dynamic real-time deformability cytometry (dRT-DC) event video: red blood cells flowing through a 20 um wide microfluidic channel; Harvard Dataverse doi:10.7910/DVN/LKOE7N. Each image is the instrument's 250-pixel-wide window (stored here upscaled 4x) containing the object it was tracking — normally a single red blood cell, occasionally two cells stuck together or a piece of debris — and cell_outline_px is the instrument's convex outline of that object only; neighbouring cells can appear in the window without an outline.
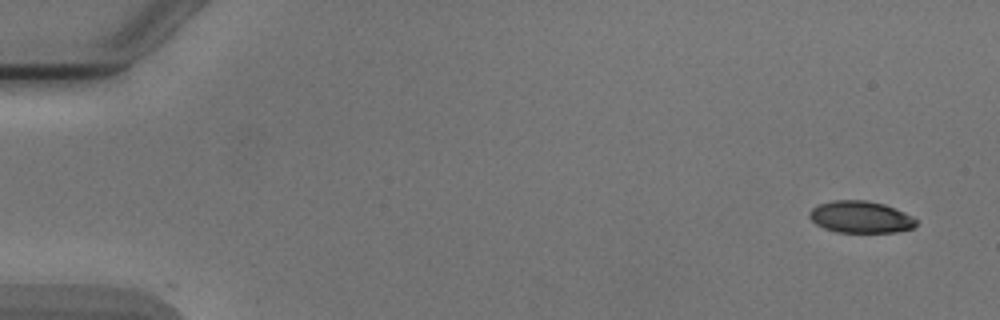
{"species": "Egyptian fruit bat (a non-hibernating species)", "species_latin": "Rousettus aegyptiacus", "temperature_condition": "cold", "stored_images_in_passage": 5, "camera_frame_rate_fps": 3000, "um_per_image_px": 0.085, "animal": {"sex": "male"}, "frame": {"image": 1, "passage_image": 1, "time_ms": 0.0, "image_size_px": [1000, 320], "cell_outline_px": [[916, 224], [912, 228], [896, 232], [836, 232], [824, 228], [816, 224], [808, 216], [808, 212], [816, 204], [832, 200], [868, 200], [884, 204], [896, 208], [912, 216], [916, 220]], "centroid_in_image_um": [73.12, 18.43], "position_along_channel_um": 11.9, "area_um2": 20.0}}
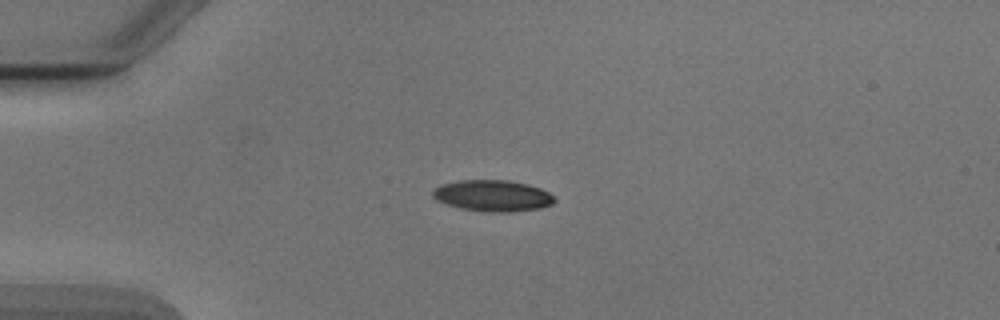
{"frame": {"image": 2, "passage_image": 4, "time_ms": 3.667, "image_size_px": [1000, 320], "cell_outline_px": [[556, 200], [552, 204], [540, 208], [508, 212], [484, 212], [460, 208], [436, 200], [432, 196], [432, 192], [440, 184], [460, 180], [508, 180], [528, 184], [540, 188], [548, 192]], "centroid_in_image_um": [41.87, 16.63], "position_along_channel_um": 43.1, "area_um2": 22.2}}